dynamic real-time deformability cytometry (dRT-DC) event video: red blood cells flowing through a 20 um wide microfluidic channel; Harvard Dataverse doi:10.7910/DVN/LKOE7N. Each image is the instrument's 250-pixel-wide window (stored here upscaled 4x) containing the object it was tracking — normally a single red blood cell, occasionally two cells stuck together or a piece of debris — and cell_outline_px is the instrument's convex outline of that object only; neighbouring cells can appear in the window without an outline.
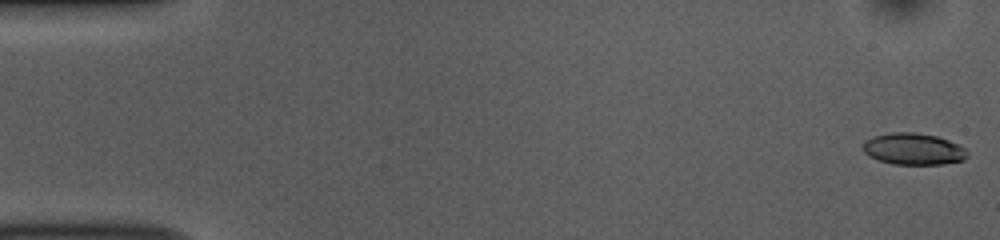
{"species": "common noctule bat (a hibernating species)", "species_latin": "Nyctalus noctula", "temperature_condition": "room temperature", "stored_images_in_passage": 52, "camera_frame_rate_fps": 3000, "um_per_image_px": 0.085, "animal": {"sex": "female", "body_mass_g": 10.0, "forearm_length_mm": 53.1}, "frame": {"image": 1, "passage_image": 1, "time_ms": 0.0, "image_size_px": [1000, 240], "cell_outline_px": [[968, 156], [964, 160], [944, 164], [892, 164], [876, 160], [868, 156], [860, 148], [864, 140], [872, 136], [892, 132], [912, 132], [936, 136], [948, 140], [964, 148], [968, 152]], "centroid_in_image_um": [77.58, 12.67], "position_along_channel_um": 7.4, "area_um2": 19.48}}
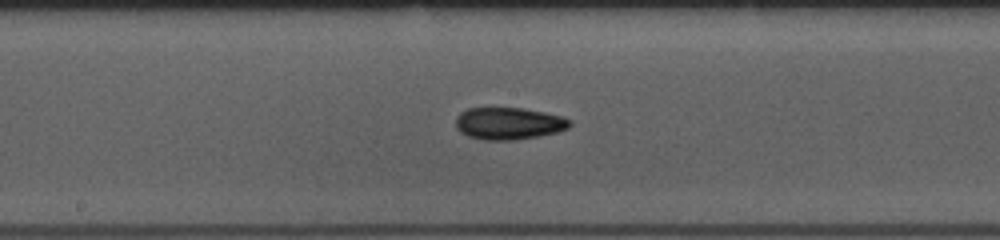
{"frame": {"image": 2, "passage_image": 27, "time_ms": 8.667, "image_size_px": [1000, 240], "cell_outline_px": [[572, 124], [568, 128], [556, 132], [540, 136], [516, 140], [484, 140], [468, 136], [460, 132], [456, 128], [456, 116], [460, 112], [468, 108], [524, 108], [544, 112], [560, 116], [572, 120]], "centroid_in_image_um": [43.23, 10.49], "position_along_channel_um": 205.0, "area_um2": 21.5}}
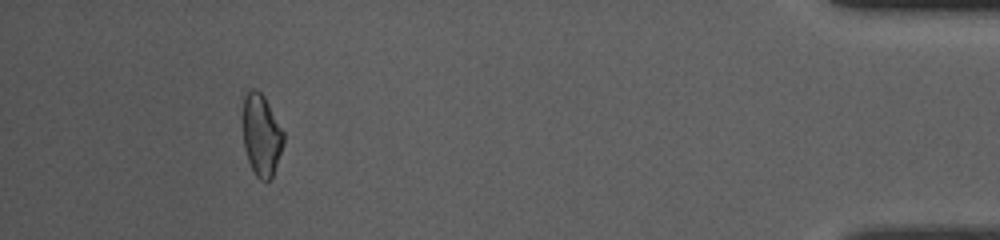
{"frame": {"image": 3, "passage_image": 48, "time_ms": 15.667, "image_size_px": [1000, 240], "cell_outline_px": [[284, 144], [272, 176], [268, 180], [260, 180], [256, 176], [248, 160], [244, 148], [244, 96], [252, 88], [256, 88], [264, 96], [284, 132]], "centroid_in_image_um": [22.23, 11.48], "position_along_channel_um": 413.0, "area_um2": 19.07}, "authors_computed_cell_mechanics": {"area_um2": 19.9699, "velocity_mm_per_s": 3.8603, "shape_relaxation_time_tau1_ms": 6.1333, "shape_relaxation_time_tau2_ms": null, "deformation_change_tau1": 0.1433, "deformation_change_tau2": null}}